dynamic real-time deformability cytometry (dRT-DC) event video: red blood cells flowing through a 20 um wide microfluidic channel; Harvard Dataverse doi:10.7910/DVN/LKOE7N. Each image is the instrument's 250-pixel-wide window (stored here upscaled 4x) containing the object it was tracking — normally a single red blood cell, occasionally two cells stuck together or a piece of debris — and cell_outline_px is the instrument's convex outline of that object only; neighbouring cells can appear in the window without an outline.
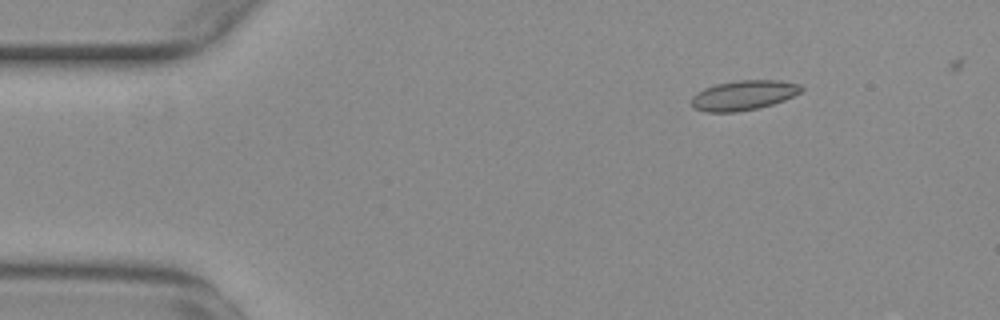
{"species": "common noctule bat (a hibernating species)", "species_latin": "Nyctalus noctula", "temperature_condition": "warm", "stored_images_in_passage": 54, "camera_frame_rate_fps": 3000, "um_per_image_px": 0.085, "animal": {"sex": "female", "body_mass_g": 29.2, "forearm_length_mm": 56.3}, "frame": {"image": 1, "passage_image": 8, "time_ms": 2.333, "image_size_px": [1000, 320], "cell_outline_px": [[804, 88], [800, 92], [784, 100], [760, 108], [736, 112], [708, 112], [696, 108], [692, 104], [692, 96], [696, 92], [704, 88], [716, 84], [736, 80], [780, 80], [800, 84]], "centroid_in_image_um": [63.21, 8.09], "position_along_channel_um": 21.8, "area_um2": 19.07}}
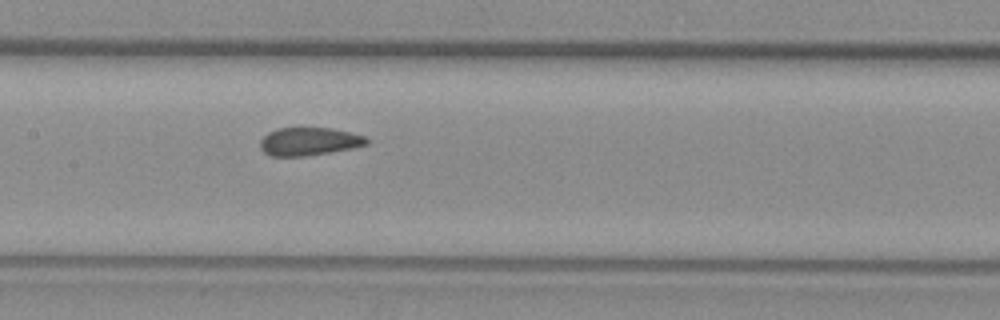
{"frame": {"image": 2, "passage_image": 27, "time_ms": 8.667, "image_size_px": [1000, 320], "cell_outline_px": [[368, 144], [352, 148], [304, 156], [272, 156], [264, 152], [260, 148], [260, 140], [268, 132], [276, 128], [332, 128], [352, 132], [364, 136], [368, 140]], "centroid_in_image_um": [26.26, 12.01], "position_along_channel_um": 181.1, "area_um2": 17.34}}
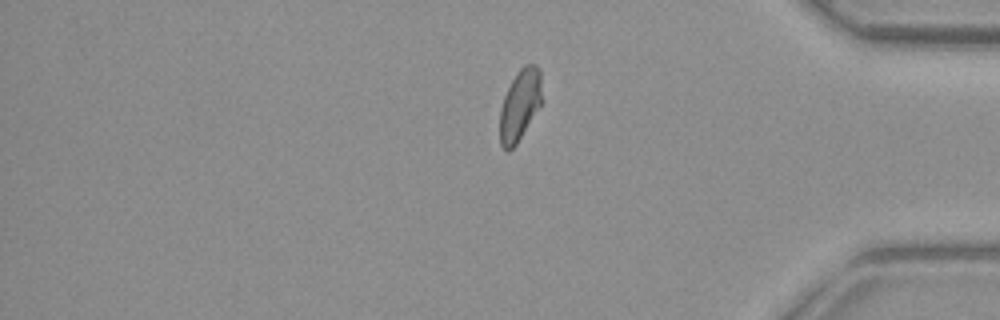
{"frame": {"image": 3, "passage_image": 46, "time_ms": 15.0, "image_size_px": [1000, 320], "cell_outline_px": [[540, 104], [516, 144], [508, 152], [500, 144], [500, 108], [504, 96], [516, 72], [524, 64], [536, 64], [540, 68]], "centroid_in_image_um": [44.16, 8.89], "position_along_channel_um": 391.0, "area_um2": 16.99}}